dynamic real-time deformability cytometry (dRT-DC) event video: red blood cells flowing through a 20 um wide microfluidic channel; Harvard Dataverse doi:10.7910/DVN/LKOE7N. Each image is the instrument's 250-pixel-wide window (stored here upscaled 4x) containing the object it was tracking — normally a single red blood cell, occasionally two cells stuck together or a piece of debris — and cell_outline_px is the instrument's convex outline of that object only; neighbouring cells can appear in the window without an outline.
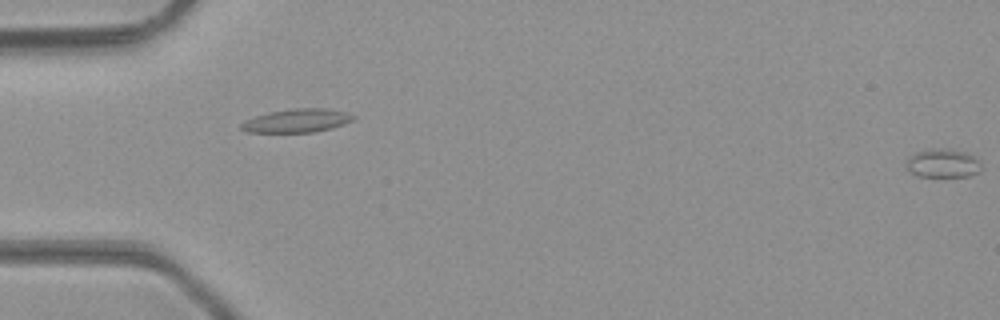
{"species": "common noctule bat (a hibernating species)", "species_latin": "Nyctalus noctula", "temperature_condition": "room temperature", "stored_images_in_passage": 50, "camera_frame_rate_fps": 3000, "um_per_image_px": 0.085, "animal": {"sex": "male", "body_mass_g": 23.1, "forearm_length_mm": 52.7}, "frame": {"image": 1, "passage_image": 1, "time_ms": 0.0, "image_size_px": [1000, 320], "cell_outline_px": [[980, 172], [968, 176], [916, 176], [904, 164], [904, 160], [908, 156], [916, 152], [964, 152], [972, 156], [980, 164]], "centroid_in_image_um": [80.09, 13.95], "position_along_channel_um": 4.9, "area_um2": 11.62}}
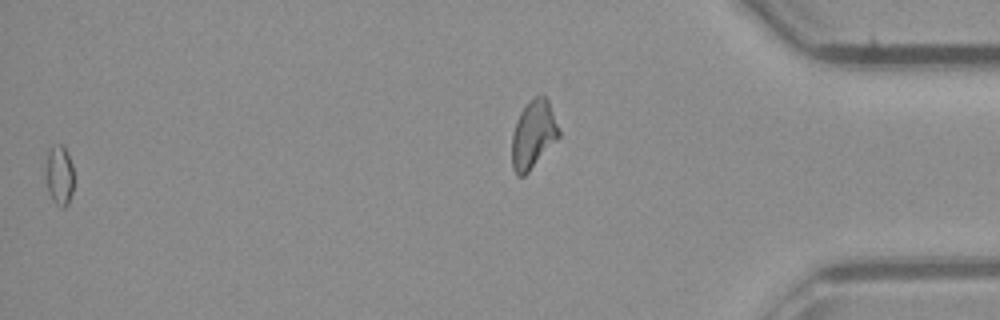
{"frame": {"image": 2, "passage_image": 49, "time_ms": 16.0, "image_size_px": [1000, 320], "cell_outline_px": [[72, 192], [68, 204], [64, 208], [60, 208], [52, 200], [48, 192], [44, 176], [44, 168], [48, 152], [52, 148], [60, 144], [64, 144], [72, 164]], "centroid_in_image_um": [5.01, 14.92], "position_along_channel_um": 430.2, "area_um2": 10.0}}